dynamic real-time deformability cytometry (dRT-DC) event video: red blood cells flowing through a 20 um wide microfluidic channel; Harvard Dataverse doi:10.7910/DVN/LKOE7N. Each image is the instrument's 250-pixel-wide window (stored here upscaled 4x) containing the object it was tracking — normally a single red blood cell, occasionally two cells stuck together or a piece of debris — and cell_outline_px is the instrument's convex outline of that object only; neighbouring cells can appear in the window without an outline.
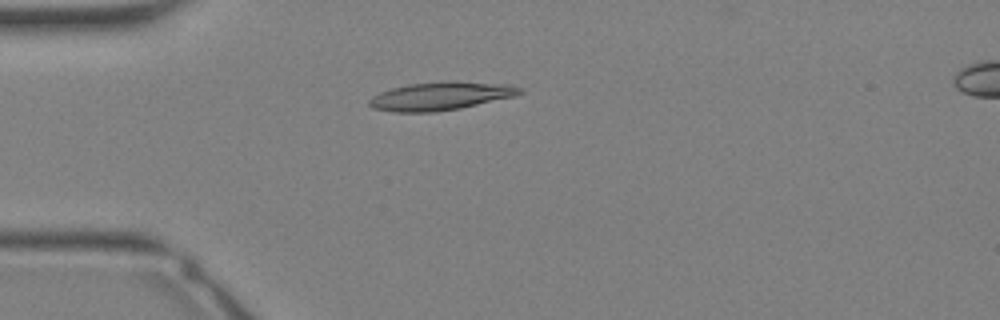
{"species": "Egyptian fruit bat (a non-hibernating species)", "species_latin": "Rousettus aegyptiacus", "temperature_condition": "warm", "stored_images_in_passage": 33, "camera_frame_rate_fps": 3000, "um_per_image_px": 0.085, "animal": {"sex": "female"}, "frame": {"image": 1, "passage_image": 8, "time_ms": 2.333, "image_size_px": [1000, 320], "cell_outline_px": [[524, 92], [516, 96], [460, 108], [436, 112], [392, 112], [372, 108], [368, 104], [368, 100], [372, 96], [380, 92], [392, 88], [408, 84], [508, 84], [524, 88]], "centroid_in_image_um": [37.4, 8.22], "position_along_channel_um": 47.6, "area_um2": 23.7}}
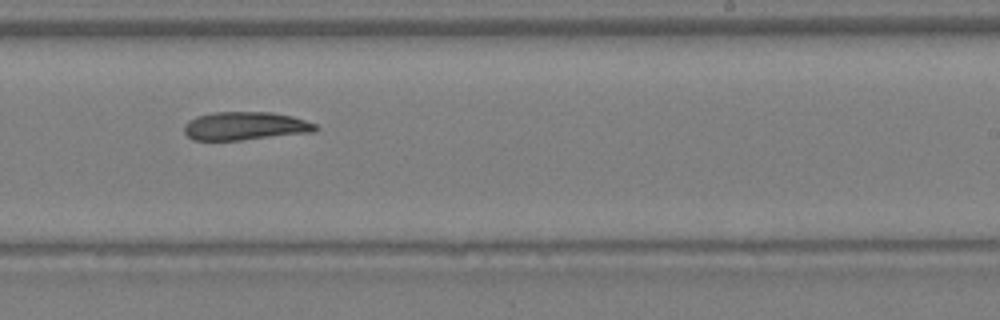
{"frame": {"image": 2, "passage_image": 20, "time_ms": 6.333, "image_size_px": [1000, 320], "cell_outline_px": [[320, 128], [316, 132], [240, 140], [192, 140], [184, 132], [184, 124], [188, 120], [196, 116], [212, 112], [272, 112], [292, 116], [316, 124]], "centroid_in_image_um": [20.84, 10.71], "position_along_channel_um": 268.2, "area_um2": 21.85}}
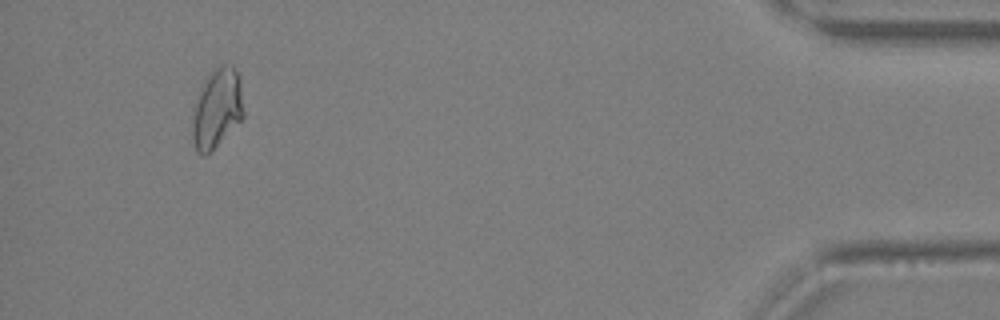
{"frame": {"image": 3, "passage_image": 31, "time_ms": 10.0, "image_size_px": [1000, 320], "cell_outline_px": [[244, 116], [204, 156], [200, 156], [196, 152], [192, 140], [192, 108], [204, 80], [212, 68], [220, 64], [232, 64], [240, 76], [244, 112]], "centroid_in_image_um": [18.42, 9.15], "position_along_channel_um": 416.8, "area_um2": 23.93}}